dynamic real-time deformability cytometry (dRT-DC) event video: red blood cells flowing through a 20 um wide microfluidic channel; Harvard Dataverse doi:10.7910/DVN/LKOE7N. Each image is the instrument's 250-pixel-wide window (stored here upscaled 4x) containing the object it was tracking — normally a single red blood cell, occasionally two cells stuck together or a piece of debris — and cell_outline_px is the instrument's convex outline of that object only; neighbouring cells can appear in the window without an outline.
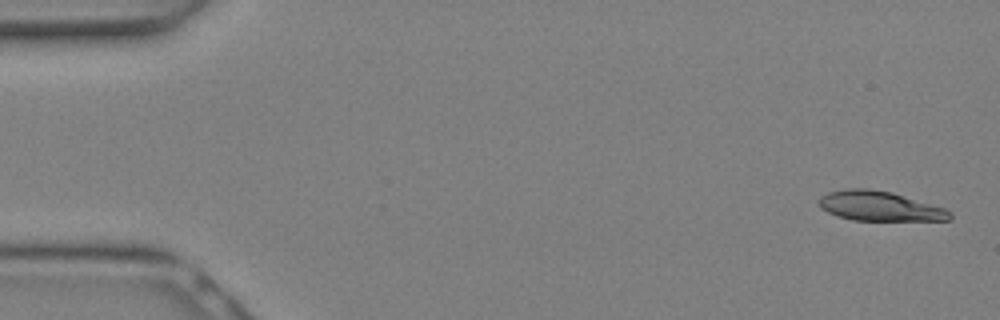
{"species": "Egyptian fruit bat (a non-hibernating species)", "species_latin": "Rousettus aegyptiacus", "temperature_condition": "warm", "stored_images_in_passage": 10, "camera_frame_rate_fps": 3000, "um_per_image_px": 0.085, "animal": {"sex": "female"}, "frame": {"image": 1, "passage_image": 1, "time_ms": 0.0, "image_size_px": [1000, 320], "cell_outline_px": [[952, 216], [948, 220], [852, 220], [836, 216], [820, 208], [816, 200], [820, 196], [828, 192], [844, 188], [868, 188], [892, 192], [944, 208], [952, 212]], "centroid_in_image_um": [74.69, 17.51], "position_along_channel_um": 10.3, "area_um2": 22.77}}
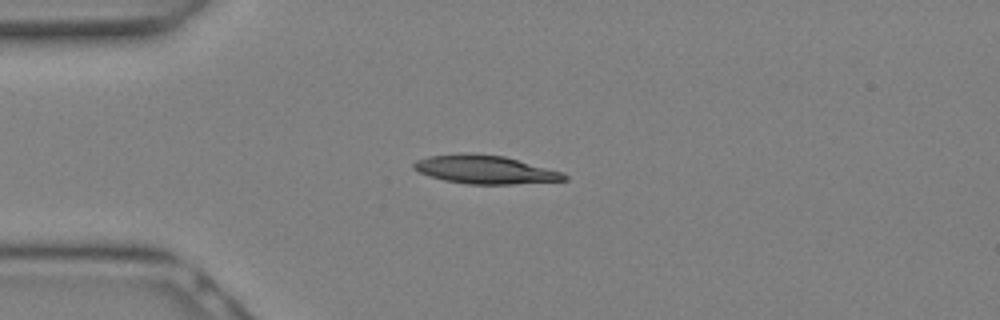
{"frame": {"image": 2, "passage_image": 7, "time_ms": 2.0, "image_size_px": [1000, 320], "cell_outline_px": [[568, 180], [512, 184], [468, 184], [444, 180], [428, 176], [412, 168], [412, 164], [416, 160], [428, 156], [460, 152], [464, 152], [504, 156], [564, 172], [568, 176]], "centroid_in_image_um": [41.21, 14.4], "position_along_channel_um": 43.8, "area_um2": 25.14}}
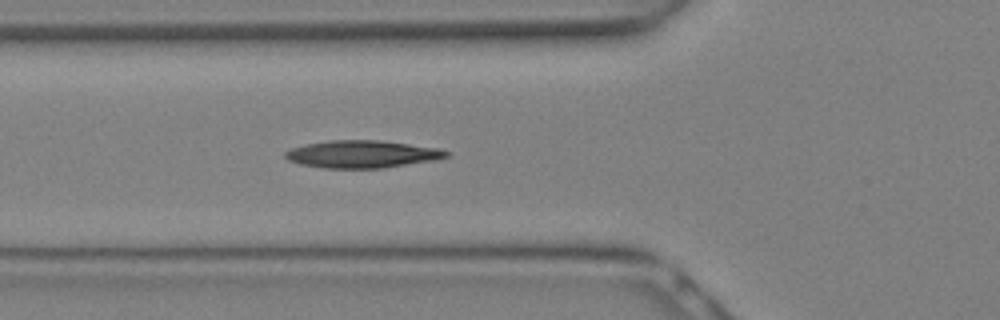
{"frame": {"image": 3, "passage_image": 10, "time_ms": 3.0, "image_size_px": [1000, 320], "cell_outline_px": [[452, 156], [436, 160], [384, 168], [324, 168], [300, 164], [288, 160], [284, 156], [284, 152], [292, 148], [304, 144], [328, 140], [380, 140], [440, 148], [452, 152]], "centroid_in_image_um": [30.83, 13.1], "position_along_channel_um": 95.0, "area_um2": 26.13}}